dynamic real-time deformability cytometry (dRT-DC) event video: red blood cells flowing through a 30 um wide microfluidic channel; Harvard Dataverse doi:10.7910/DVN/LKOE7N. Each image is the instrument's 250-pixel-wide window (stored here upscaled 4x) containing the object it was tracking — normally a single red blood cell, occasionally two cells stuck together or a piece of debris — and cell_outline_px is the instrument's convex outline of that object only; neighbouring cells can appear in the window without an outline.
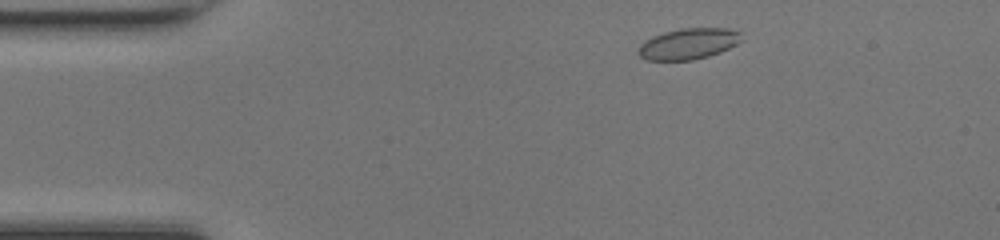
{"species": "common noctule bat (a hibernating species)", "species_latin": "Nyctalus noctula", "temperature_condition": "room temperature", "stored_images_in_passage": 44, "camera_frame_rate_fps": 3000, "um_per_image_px": 0.085, "animal": {"sex": "female", "body_mass_g": 17.0, "forearm_length_mm": 48.0}, "frame": {"image": 1, "passage_image": 3, "time_ms": 0.667, "image_size_px": [1000, 240], "cell_outline_px": [[744, 40], [720, 52], [708, 56], [692, 60], [644, 60], [636, 52], [640, 44], [644, 40], [652, 36], [664, 32], [680, 28], [728, 28], [740, 32]], "centroid_in_image_um": [58.5, 3.72], "position_along_channel_um": 26.5, "area_um2": 18.84}}
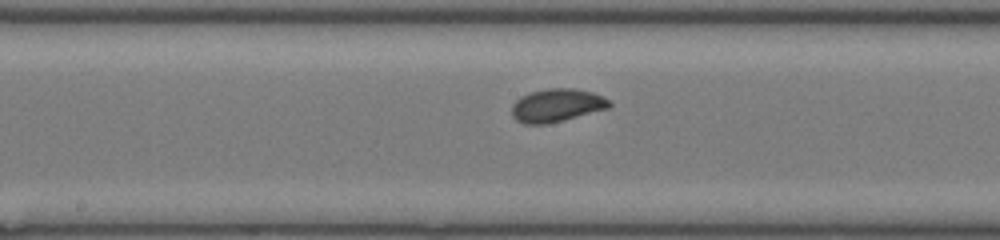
{"frame": {"image": 2, "passage_image": 20, "time_ms": 6.333, "image_size_px": [1000, 240], "cell_outline_px": [[612, 104], [608, 108], [544, 124], [524, 124], [516, 120], [512, 116], [512, 104], [520, 96], [532, 92], [548, 88], [576, 88], [592, 92], [608, 100]], "centroid_in_image_um": [47.28, 8.94], "position_along_channel_um": 200.9, "area_um2": 18.5}}
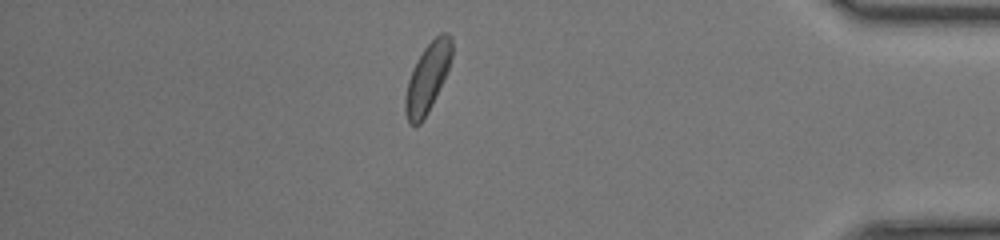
{"frame": {"image": 3, "passage_image": 37, "time_ms": 12.0, "image_size_px": [1000, 240], "cell_outline_px": [[452, 56], [448, 68], [432, 104], [428, 112], [420, 124], [408, 124], [404, 108], [404, 100], [408, 80], [412, 68], [416, 60], [424, 48], [440, 32], [448, 32], [452, 36]], "centroid_in_image_um": [36.32, 6.58], "position_along_channel_um": 398.9, "area_um2": 18.61}, "authors_computed_cell_mechanics": {"area_um2": 18.4382, "velocity_mm_per_s": 4.2172, "shape_relaxation_time_tau1_ms": 2.9655, "shape_relaxation_time_tau2_ms": 0.6443, "deformation_change_tau1": 0.0968, "deformation_change_tau2": 0.0444}}